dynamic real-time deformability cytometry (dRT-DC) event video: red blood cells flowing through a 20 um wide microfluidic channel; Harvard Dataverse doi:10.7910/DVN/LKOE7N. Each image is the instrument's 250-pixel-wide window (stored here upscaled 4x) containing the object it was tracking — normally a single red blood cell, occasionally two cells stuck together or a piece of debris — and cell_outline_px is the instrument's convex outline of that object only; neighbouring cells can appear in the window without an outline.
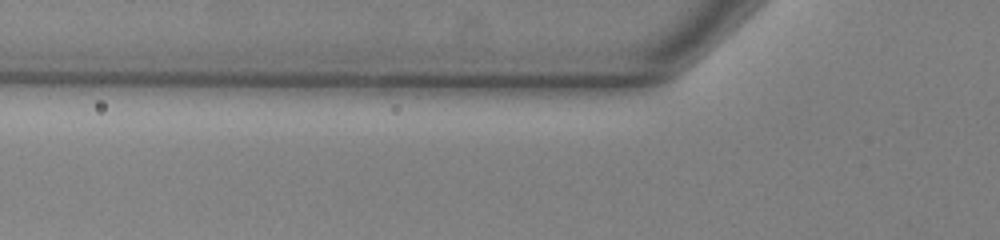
{"species": "common noctule bat (a hibernating species)", "species_latin": "Nyctalus noctula", "temperature_condition": "warm", "stored_images_in_passage": 4, "camera_frame_rate_fps": 3000, "um_per_image_px": 0.085, "animal": {"sex": "male", "body_mass_g": 13.0, "forearm_length_mm": 53.1}, "frame": {"image": 1, "passage_image": 3, "time_ms": 0.667, "image_size_px": [1000, 240], "cell_outline_px": [[316, 140], [308, 144], [272, 148], [152, 144], [140, 140], [136, 136], [144, 132], [240, 132], [304, 136]], "centroid_in_image_um": [19.07, 11.84], "position_along_channel_um": 106.7, "area_um2": 15.84}}